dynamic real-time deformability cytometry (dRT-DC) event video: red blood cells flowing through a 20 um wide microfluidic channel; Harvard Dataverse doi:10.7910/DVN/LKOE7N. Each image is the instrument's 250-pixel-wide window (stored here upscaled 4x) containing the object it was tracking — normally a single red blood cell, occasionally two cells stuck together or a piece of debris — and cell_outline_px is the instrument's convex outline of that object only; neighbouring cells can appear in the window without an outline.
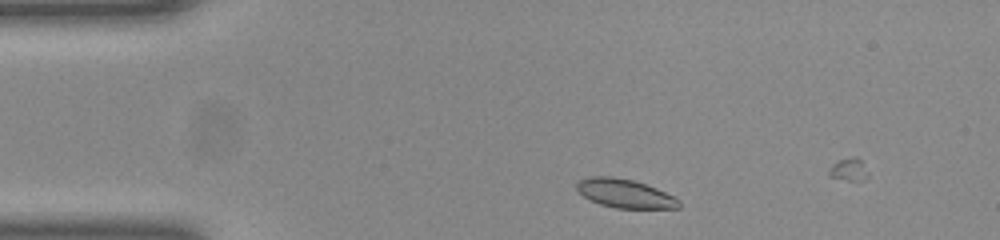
{"species": "common noctule bat (a hibernating species)", "species_latin": "Nyctalus noctula", "temperature_condition": "room temperature", "stored_images_in_passage": 5, "camera_frame_rate_fps": 3000, "um_per_image_px": 0.085, "animal": {"sex": "female", "body_mass_g": 23.0, "forearm_length_mm": 53.4}, "frame": {"image": 1, "passage_image": 1, "time_ms": 0.0, "image_size_px": [1000, 240], "cell_outline_px": [[680, 208], [616, 208], [600, 204], [584, 196], [576, 188], [576, 184], [580, 180], [588, 176], [612, 176], [632, 180], [656, 188], [680, 200]], "centroid_in_image_um": [53.1, 16.44], "position_along_channel_um": 31.9, "area_um2": 16.88}}